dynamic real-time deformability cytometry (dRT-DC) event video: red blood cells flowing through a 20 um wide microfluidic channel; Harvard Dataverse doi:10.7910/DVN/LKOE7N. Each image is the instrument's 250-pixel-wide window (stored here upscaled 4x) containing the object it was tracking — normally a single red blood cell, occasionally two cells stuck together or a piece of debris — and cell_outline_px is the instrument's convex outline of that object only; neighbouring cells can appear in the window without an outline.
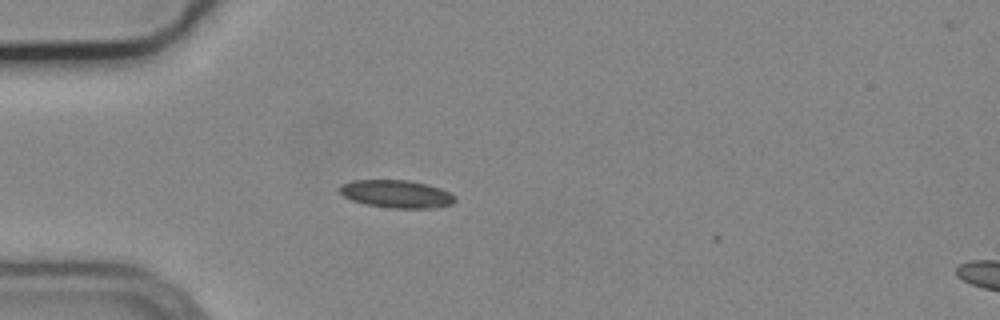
{"species": "common noctule bat (a hibernating species)", "species_latin": "Nyctalus noctula", "temperature_condition": "cold", "stored_images_in_passage": 2, "camera_frame_rate_fps": 3000, "um_per_image_px": 0.085, "animal": {"sex": "male", "body_mass_g": 19.2, "forearm_length_mm": 51.8}, "frame": {"image": 1, "passage_image": 1, "time_ms": 0.0, "image_size_px": [1000, 320], "cell_outline_px": [[456, 200], [452, 204], [436, 208], [392, 208], [364, 204], [352, 200], [344, 196], [340, 192], [340, 184], [352, 180], [408, 180], [428, 184], [440, 188], [456, 196]], "centroid_in_image_um": [33.72, 16.48], "position_along_channel_um": 51.3, "area_um2": 18.79}}